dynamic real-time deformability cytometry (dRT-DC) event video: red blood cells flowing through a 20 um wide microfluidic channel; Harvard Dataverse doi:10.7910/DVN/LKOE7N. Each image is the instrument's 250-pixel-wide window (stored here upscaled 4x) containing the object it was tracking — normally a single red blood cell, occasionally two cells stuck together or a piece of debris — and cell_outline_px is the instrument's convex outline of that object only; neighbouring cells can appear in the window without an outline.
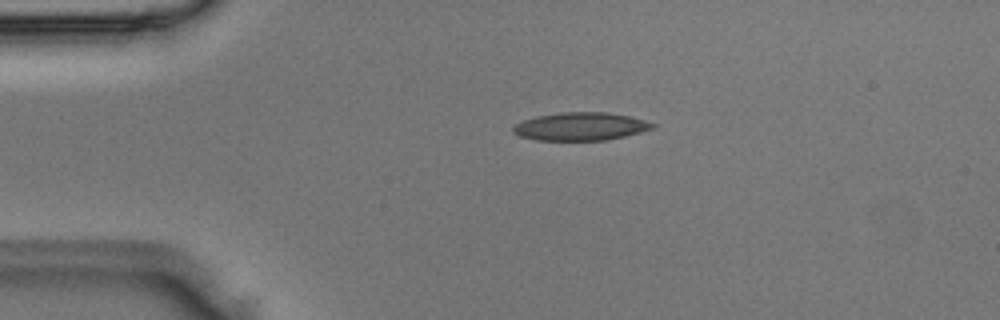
{"species": "Egyptian fruit bat (a non-hibernating species)", "species_latin": "Rousettus aegyptiacus", "temperature_condition": "room temperature", "stored_images_in_passage": 2, "camera_frame_rate_fps": 3000, "um_per_image_px": 0.085, "animal": {"sex": "male"}, "frame": {"image": 1, "passage_image": 1, "time_ms": 0.0, "image_size_px": [1000, 320], "cell_outline_px": [[656, 128], [624, 136], [604, 140], [536, 140], [520, 136], [512, 132], [512, 128], [516, 124], [524, 120], [536, 116], [564, 112], [608, 112], [628, 116], [644, 120], [656, 124]], "centroid_in_image_um": [49.35, 10.75], "position_along_channel_um": 35.6, "area_um2": 22.66}}